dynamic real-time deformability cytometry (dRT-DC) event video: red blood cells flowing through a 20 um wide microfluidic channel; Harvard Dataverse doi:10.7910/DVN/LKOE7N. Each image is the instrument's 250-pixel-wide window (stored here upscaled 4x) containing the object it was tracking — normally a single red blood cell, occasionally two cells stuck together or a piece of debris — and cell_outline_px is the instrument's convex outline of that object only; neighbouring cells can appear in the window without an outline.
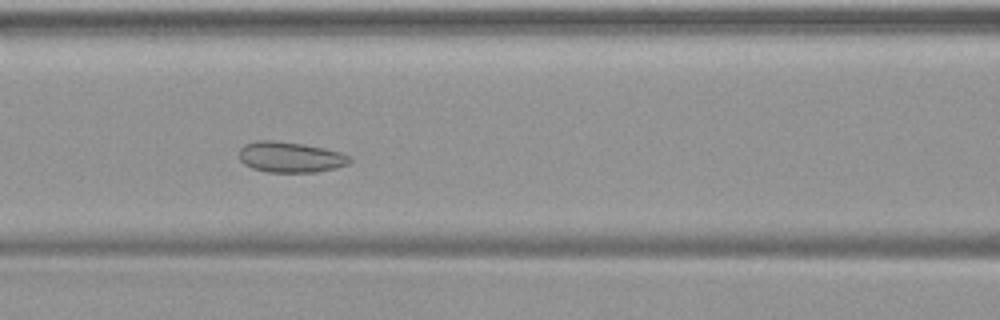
{"species": "common noctule bat (a hibernating species)", "species_latin": "Nyctalus noctula", "temperature_condition": "warm", "stored_images_in_passage": 49, "camera_frame_rate_fps": 3000, "um_per_image_px": 0.085, "animal": {"sex": "female", "body_mass_g": 19.9}, "frame": {"image": 1, "passage_image": 21, "time_ms": 6.667, "image_size_px": [1000, 320], "cell_outline_px": [[352, 160], [348, 164], [336, 168], [316, 172], [268, 172], [252, 168], [244, 164], [240, 160], [240, 148], [244, 144], [256, 140], [272, 140], [304, 144], [324, 148], [340, 152], [352, 156]], "centroid_in_image_um": [24.69, 13.35], "position_along_channel_um": 141.9, "area_um2": 19.88}}
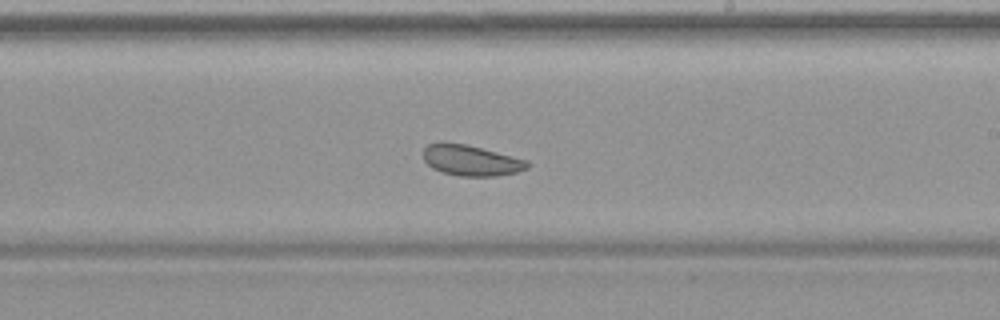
{"frame": {"image": 2, "passage_image": 29, "time_ms": 9.333, "image_size_px": [1000, 320], "cell_outline_px": [[532, 164], [528, 168], [516, 172], [496, 176], [460, 176], [440, 172], [432, 168], [424, 160], [424, 148], [428, 144], [468, 144], [528, 160]], "centroid_in_image_um": [40.09, 13.65], "position_along_channel_um": 248.9, "area_um2": 18.5}}
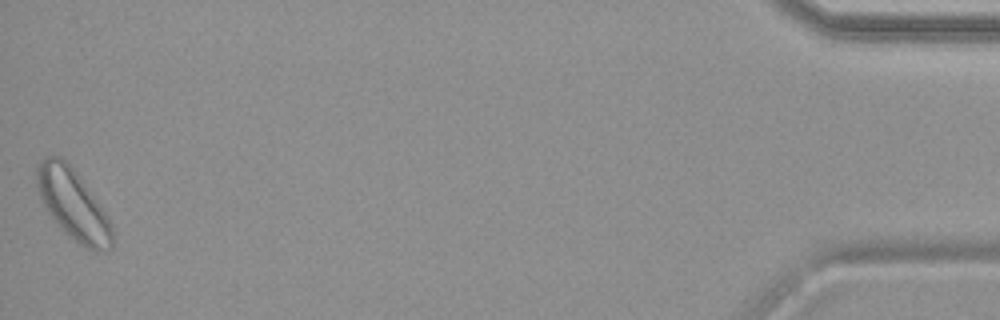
{"frame": {"image": 3, "passage_image": 49, "time_ms": 16.0, "image_size_px": [1000, 320], "cell_outline_px": [[112, 248], [96, 252], [92, 252], [68, 236], [60, 228], [48, 212], [40, 196], [36, 180], [36, 164], [44, 156], [60, 156], [72, 168], [96, 200], [112, 224]], "centroid_in_image_um": [6.19, 17.4], "position_along_channel_um": 429.0, "area_um2": 30.46}}